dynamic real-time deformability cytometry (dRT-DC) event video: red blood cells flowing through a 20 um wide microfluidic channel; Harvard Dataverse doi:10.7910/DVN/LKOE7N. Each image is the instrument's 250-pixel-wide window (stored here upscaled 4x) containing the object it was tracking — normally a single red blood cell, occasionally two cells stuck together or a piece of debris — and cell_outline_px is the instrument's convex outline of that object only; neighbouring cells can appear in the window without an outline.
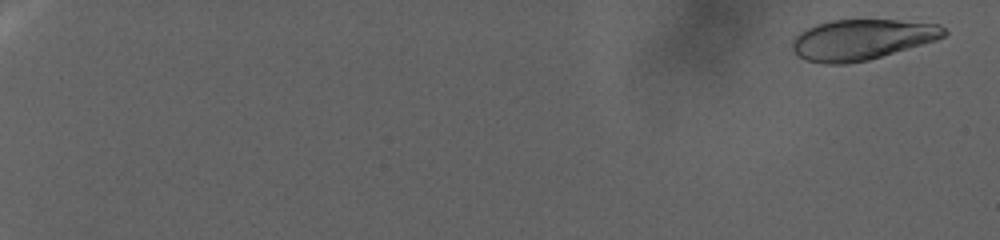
{"species": "human", "species_latin": "Homo sapiens", "temperature_condition": "warm", "stored_images_in_passage": 114, "camera_frame_rate_fps": 3000, "um_per_image_px": 0.085, "donor": {"sex": "female"}, "frame": {"image": 1, "passage_image": 5, "time_ms": 1.333, "image_size_px": [1000, 240], "cell_outline_px": [[948, 32], [944, 36], [936, 40], [868, 60], [848, 64], [820, 64], [804, 60], [792, 48], [792, 40], [800, 32], [816, 24], [832, 20], [896, 20], [940, 24]], "centroid_in_image_um": [73.24, 3.37], "position_along_channel_um": 11.8, "area_um2": 35.78}}
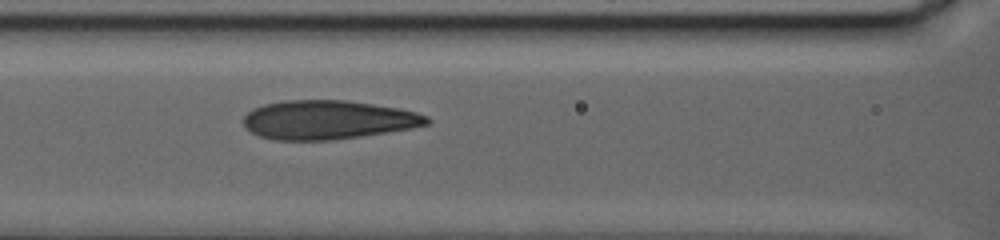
{"frame": {"image": 2, "passage_image": 61, "time_ms": 20.0, "image_size_px": [1000, 240], "cell_outline_px": [[432, 120], [428, 124], [412, 128], [388, 132], [332, 140], [272, 140], [260, 136], [244, 128], [244, 116], [252, 108], [264, 104], [284, 100], [348, 100], [400, 108], [416, 112], [428, 116]], "centroid_in_image_um": [27.87, 10.18], "position_along_channel_um": 138.7, "area_um2": 41.85}}
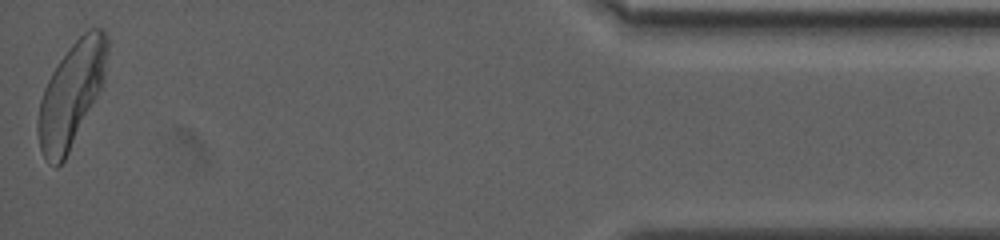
{"frame": {"image": 3, "passage_image": 113, "time_ms": 37.333, "image_size_px": [1000, 240], "cell_outline_px": [[108, 52], [104, 80], [64, 160], [56, 168], [44, 156], [40, 148], [36, 128], [36, 120], [40, 100], [44, 88], [52, 72], [60, 60], [72, 44], [88, 28], [104, 28], [108, 36]], "centroid_in_image_um": [6.05, 7.98], "position_along_channel_um": 429.2, "area_um2": 41.33}}